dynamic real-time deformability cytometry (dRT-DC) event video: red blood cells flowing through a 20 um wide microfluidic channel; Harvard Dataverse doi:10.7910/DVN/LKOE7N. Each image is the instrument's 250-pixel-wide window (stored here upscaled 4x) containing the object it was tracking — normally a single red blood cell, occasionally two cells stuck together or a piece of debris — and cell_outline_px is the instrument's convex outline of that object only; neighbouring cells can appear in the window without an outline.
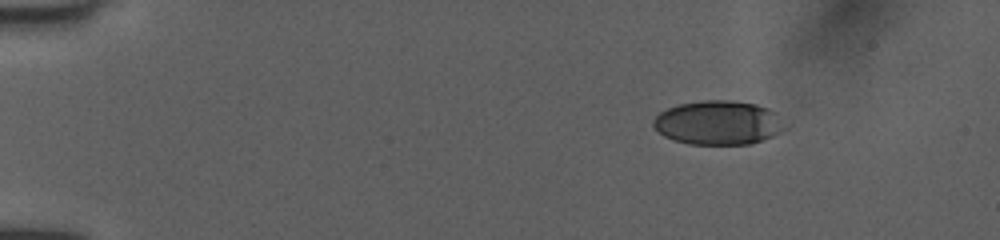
{"species": "human", "species_latin": "Homo sapiens", "temperature_condition": "room temperature", "stored_images_in_passage": 45, "camera_frame_rate_fps": 3000, "um_per_image_px": 0.085, "donor": {"sex": "female"}, "frame": {"image": 1, "passage_image": 1, "time_ms": 0.0, "image_size_px": [1000, 240], "cell_outline_px": [[788, 128], [772, 136], [752, 144], [688, 144], [672, 140], [664, 136], [652, 124], [652, 120], [660, 112], [668, 108], [680, 104], [704, 100], [732, 100], [756, 104], [768, 108], [776, 112]], "centroid_in_image_um": [61.07, 10.43], "position_along_channel_um": 23.9, "area_um2": 33.93}}
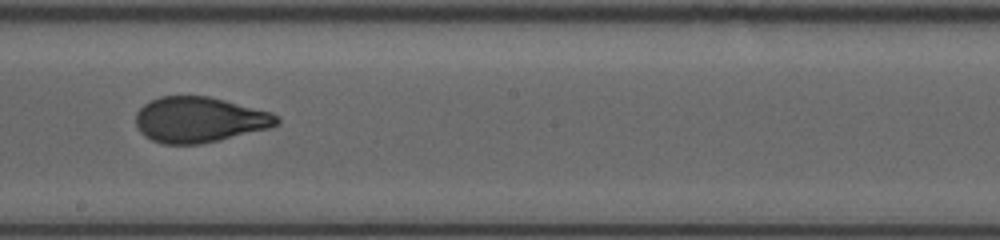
{"frame": {"image": 2, "passage_image": 24, "time_ms": 7.667, "image_size_px": [1000, 240], "cell_outline_px": [[280, 124], [268, 128], [220, 140], [200, 144], [164, 144], [152, 140], [144, 136], [136, 128], [136, 112], [144, 104], [160, 96], [208, 96], [272, 112], [280, 120]], "centroid_in_image_um": [16.93, 10.18], "position_along_channel_um": 231.3, "area_um2": 37.4}}
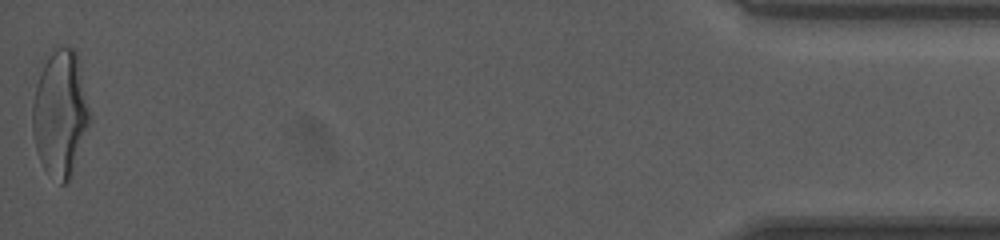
{"frame": {"image": 3, "passage_image": 45, "time_ms": 14.667, "image_size_px": [1000, 240], "cell_outline_px": [[92, 120], [68, 180], [64, 184], [60, 184], [44, 168], [40, 160], [36, 148], [32, 132], [32, 104], [40, 60], [56, 44], [72, 48], [76, 52], [80, 60], [92, 116]], "centroid_in_image_um": [5.12, 9.49], "position_along_channel_um": 430.1, "area_um2": 43.41}, "authors_computed_cell_mechanics": {"area_um2": 37.57, "velocity_mm_per_s": 4.0652, "shape_relaxation_time_tau1_ms": 5.3037, "shape_relaxation_time_tau2_ms": 0.909, "deformation_change_tau1": 0.1935, "deformation_change_tau2": 0.0703}}